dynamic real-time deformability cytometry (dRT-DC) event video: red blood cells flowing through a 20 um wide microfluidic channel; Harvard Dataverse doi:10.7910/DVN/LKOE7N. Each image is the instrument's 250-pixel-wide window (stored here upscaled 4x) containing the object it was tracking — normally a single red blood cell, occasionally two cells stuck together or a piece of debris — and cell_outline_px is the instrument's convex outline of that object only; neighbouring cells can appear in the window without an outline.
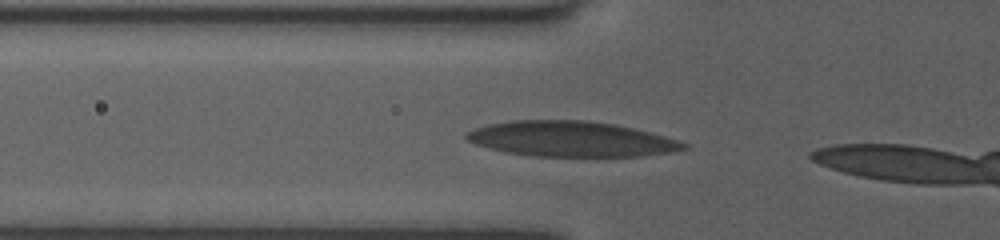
{"species": "human", "species_latin": "Homo sapiens", "temperature_condition": "room temperature", "stored_images_in_passage": 26, "camera_frame_rate_fps": 3000, "um_per_image_px": 0.085, "donor": {"sex": "female"}, "frame": {"image": 1, "passage_image": 2, "time_ms": 0.333, "image_size_px": [1000, 240], "cell_outline_px": [[688, 148], [672, 152], [640, 156], [532, 156], [504, 152], [488, 148], [476, 144], [468, 140], [464, 136], [464, 132], [488, 124], [512, 120], [584, 120], [616, 124], [664, 136], [688, 144]], "centroid_in_image_um": [48.5, 11.81], "position_along_channel_um": 77.3, "area_um2": 44.68}}
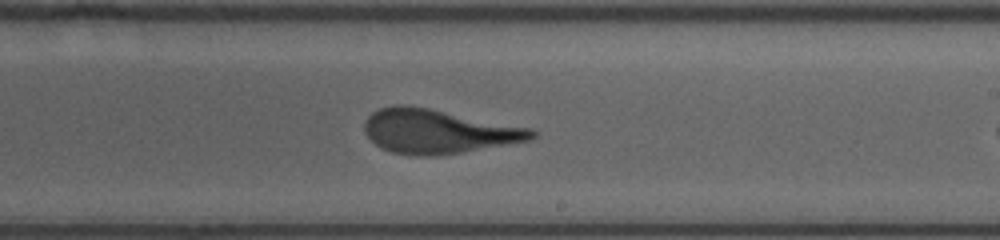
{"frame": {"image": 2, "passage_image": 15, "time_ms": 4.667, "image_size_px": [1000, 240], "cell_outline_px": [[536, 136], [532, 140], [460, 152], [432, 156], [420, 156], [392, 152], [380, 148], [364, 132], [364, 124], [368, 116], [372, 112], [380, 108], [396, 104], [400, 104], [428, 108], [532, 128], [536, 132]], "centroid_in_image_um": [37.23, 11.16], "position_along_channel_um": 251.8, "area_um2": 42.71}}
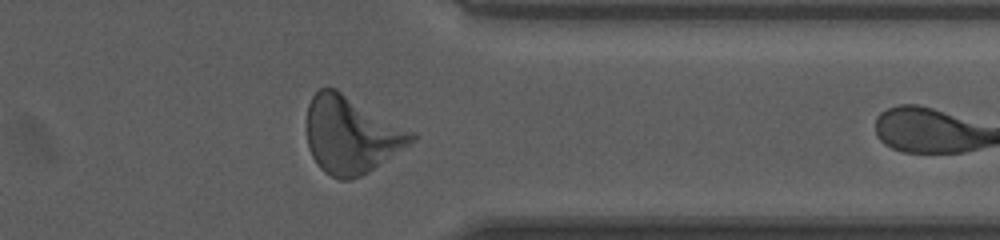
{"frame": {"image": 3, "passage_image": 25, "time_ms": 8.0, "image_size_px": [1000, 240], "cell_outline_px": [[416, 140], [368, 172], [352, 180], [340, 180], [324, 172], [316, 164], [308, 148], [308, 104], [312, 96], [320, 88], [336, 88], [416, 132]], "centroid_in_image_um": [29.87, 11.46], "position_along_channel_um": 381.5, "area_um2": 47.16}}